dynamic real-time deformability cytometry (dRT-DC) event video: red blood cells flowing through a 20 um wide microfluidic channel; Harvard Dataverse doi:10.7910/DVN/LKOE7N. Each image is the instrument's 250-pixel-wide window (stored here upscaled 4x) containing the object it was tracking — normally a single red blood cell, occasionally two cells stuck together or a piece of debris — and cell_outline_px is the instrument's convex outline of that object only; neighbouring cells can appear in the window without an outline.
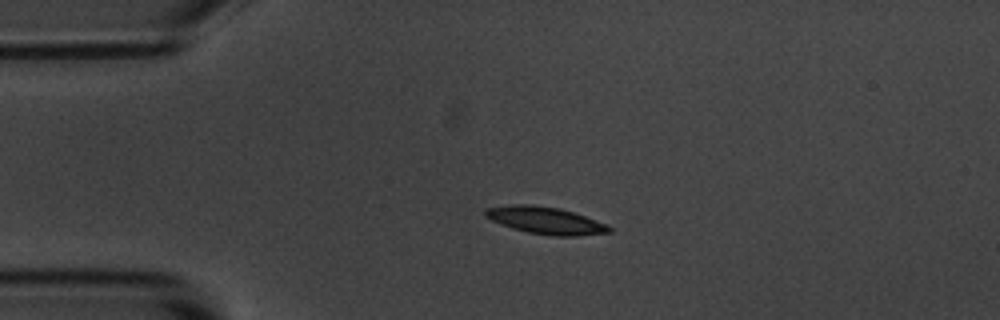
{"species": "common noctule bat (a hibernating species)", "species_latin": "Nyctalus noctula", "temperature_condition": "room temperature", "stored_images_in_passage": 3, "camera_frame_rate_fps": 3000, "um_per_image_px": 0.085, "animal": {"sex": "male", "body_mass_g": 20.1, "forearm_length_mm": 53.5}, "frame": {"image": 1, "passage_image": 2, "time_ms": 1.333, "image_size_px": [1000, 320], "cell_outline_px": [[612, 232], [576, 236], [552, 236], [528, 232], [512, 228], [492, 220], [484, 216], [484, 208], [512, 204], [532, 204], [560, 208], [608, 224], [612, 228]], "centroid_in_image_um": [46.37, 18.73], "position_along_channel_um": 38.6, "area_um2": 19.65}}